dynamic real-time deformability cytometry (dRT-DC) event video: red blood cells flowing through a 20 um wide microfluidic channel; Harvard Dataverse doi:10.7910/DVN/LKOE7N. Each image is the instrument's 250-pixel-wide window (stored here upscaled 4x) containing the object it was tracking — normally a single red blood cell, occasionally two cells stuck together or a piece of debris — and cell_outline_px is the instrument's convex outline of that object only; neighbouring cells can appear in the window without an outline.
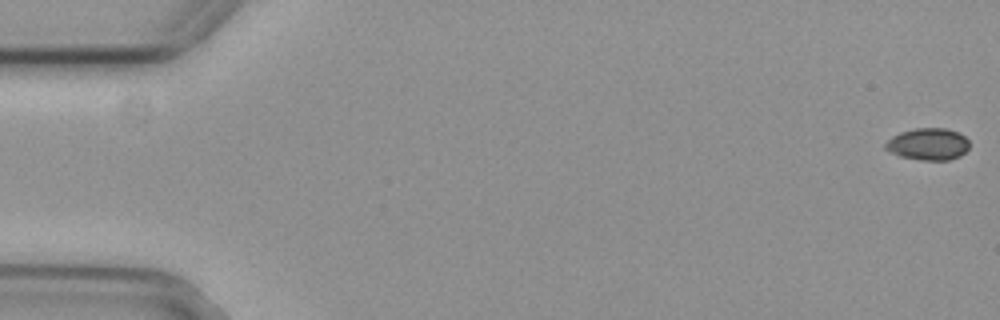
{"species": "common noctule bat (a hibernating species)", "species_latin": "Nyctalus noctula", "temperature_condition": "cold", "stored_images_in_passage": 51, "camera_frame_rate_fps": 3000, "um_per_image_px": 0.085, "animal": {"sex": "female", "body_mass_g": 29.2, "forearm_length_mm": 56.3}, "frame": {"image": 1, "passage_image": 1, "time_ms": 0.0, "image_size_px": [1000, 320], "cell_outline_px": [[968, 148], [960, 156], [948, 160], [920, 160], [900, 156], [888, 152], [884, 148], [884, 144], [892, 136], [900, 132], [916, 128], [944, 128], [956, 132], [964, 136], [968, 140]], "centroid_in_image_um": [78.85, 12.26], "position_along_channel_um": 6.2, "area_um2": 15.61}}
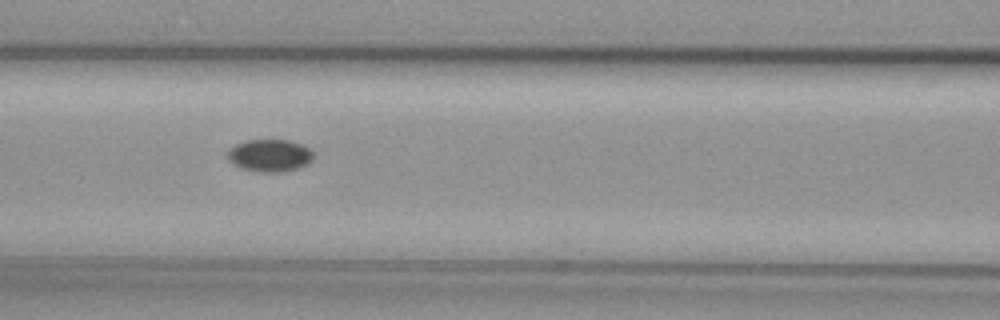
{"frame": {"image": 2, "passage_image": 24, "time_ms": 7.667, "image_size_px": [1000, 320], "cell_outline_px": [[312, 160], [308, 164], [284, 172], [256, 172], [240, 168], [228, 160], [228, 152], [236, 144], [244, 140], [288, 140], [312, 148]], "centroid_in_image_um": [22.93, 13.22], "position_along_channel_um": 143.7, "area_um2": 16.24}}
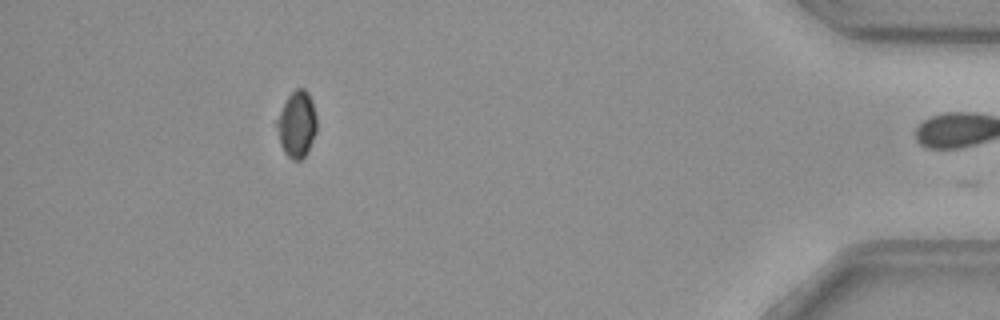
{"frame": {"image": 3, "passage_image": 50, "time_ms": 16.333, "image_size_px": [1000, 320], "cell_outline_px": [[316, 132], [308, 152], [300, 160], [292, 160], [284, 152], [280, 144], [276, 128], [276, 120], [288, 96], [296, 88], [304, 88], [308, 92], [312, 100], [316, 116]], "centroid_in_image_um": [25.23, 10.57], "position_along_channel_um": 410.0, "area_um2": 15.43}}